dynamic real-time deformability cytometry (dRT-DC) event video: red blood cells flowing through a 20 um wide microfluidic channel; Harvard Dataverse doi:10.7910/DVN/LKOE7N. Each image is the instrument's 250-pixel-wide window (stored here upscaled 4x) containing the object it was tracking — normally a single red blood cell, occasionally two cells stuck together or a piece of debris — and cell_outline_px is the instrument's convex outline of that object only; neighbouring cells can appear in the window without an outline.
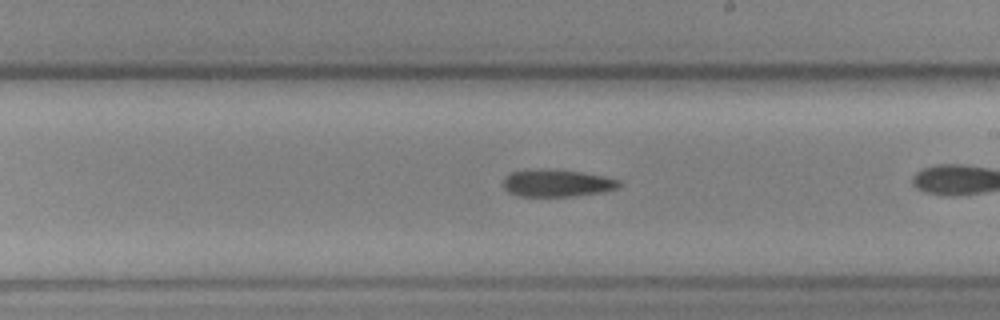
{"species": "common noctule bat (a hibernating species)", "species_latin": "Nyctalus noctula", "temperature_condition": "cold", "stored_images_in_passage": 21, "camera_frame_rate_fps": 3000, "um_per_image_px": 0.085, "animal": {"sex": "female", "body_mass_g": 19.3, "forearm_length_mm": 54.1}, "frame": {"image": 1, "passage_image": 15, "time_ms": 4.667, "image_size_px": [1000, 320], "cell_outline_px": [[620, 188], [604, 192], [572, 196], [520, 196], [508, 192], [504, 188], [504, 176], [512, 172], [540, 168], [580, 172], [604, 176], [620, 180]], "centroid_in_image_um": [47.36, 15.56], "position_along_channel_um": 241.6, "area_um2": 18.44}}
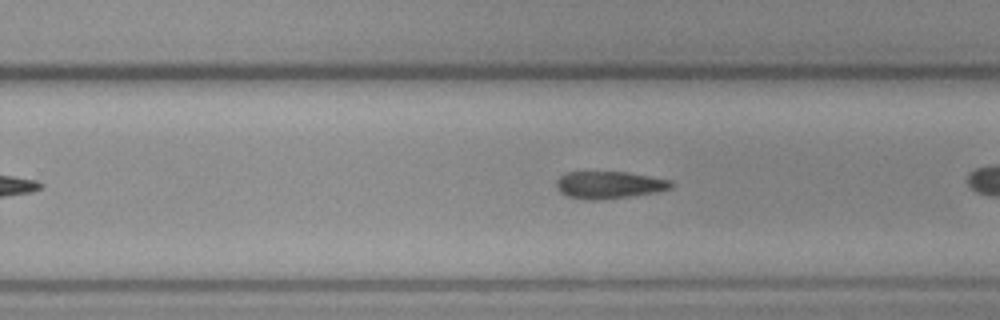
{"frame": {"image": 2, "passage_image": 18, "time_ms": 5.667, "image_size_px": [1000, 320], "cell_outline_px": [[672, 188], [656, 192], [628, 196], [596, 200], [584, 200], [568, 196], [560, 192], [556, 188], [556, 180], [560, 176], [568, 172], [628, 172], [672, 180]], "centroid_in_image_um": [51.76, 15.71], "position_along_channel_um": 278.0, "area_um2": 18.21}}